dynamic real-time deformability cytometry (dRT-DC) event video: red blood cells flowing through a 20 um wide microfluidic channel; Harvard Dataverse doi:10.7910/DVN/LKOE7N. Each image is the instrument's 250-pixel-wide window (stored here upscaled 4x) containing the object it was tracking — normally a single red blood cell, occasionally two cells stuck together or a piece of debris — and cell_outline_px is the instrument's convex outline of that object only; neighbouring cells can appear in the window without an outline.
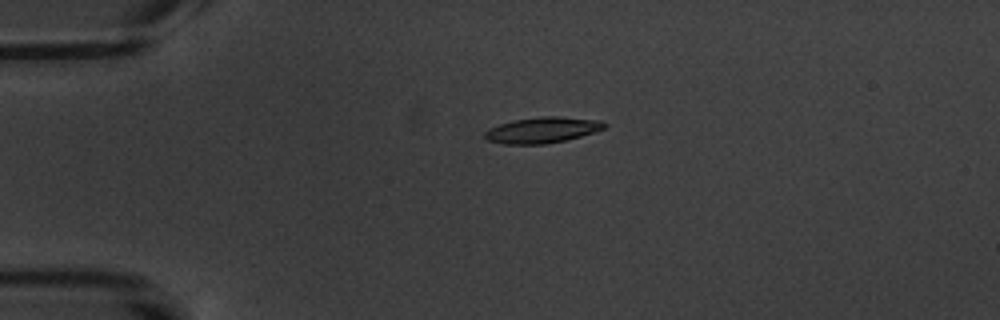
{"species": "common noctule bat (a hibernating species)", "species_latin": "Nyctalus noctula", "temperature_condition": "warm", "stored_images_in_passage": 5, "camera_frame_rate_fps": 3000, "um_per_image_px": 0.085, "animal": {"sex": "male", "body_mass_g": 20.1, "forearm_length_mm": 53.5}, "frame": {"image": 1, "passage_image": 4, "time_ms": 3.333, "image_size_px": [1000, 320], "cell_outline_px": [[608, 124], [604, 128], [580, 136], [564, 140], [544, 144], [504, 144], [484, 140], [484, 132], [488, 128], [512, 120], [540, 116], [560, 116], [600, 120]], "centroid_in_image_um": [46.04, 11.04], "position_along_channel_um": 39.0, "area_um2": 18.09}}